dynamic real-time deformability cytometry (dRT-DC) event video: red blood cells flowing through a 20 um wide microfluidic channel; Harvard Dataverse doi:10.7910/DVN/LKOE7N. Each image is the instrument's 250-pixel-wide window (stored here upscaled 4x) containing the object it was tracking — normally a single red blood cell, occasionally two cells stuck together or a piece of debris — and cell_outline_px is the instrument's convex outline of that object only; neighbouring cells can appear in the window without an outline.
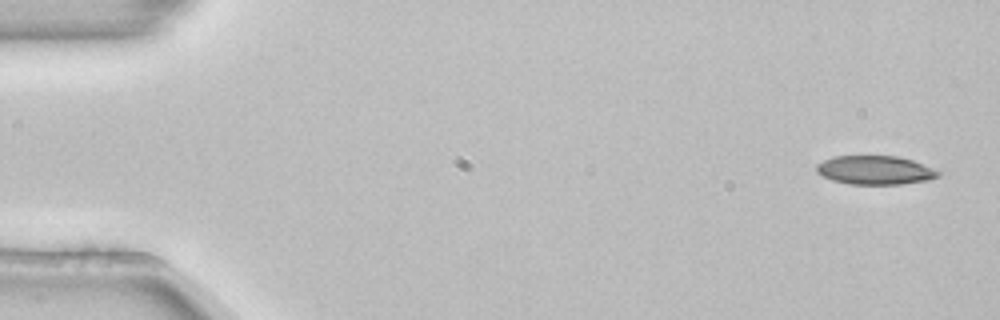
{"species": "common noctule bat (a hibernating species)", "species_latin": "Nyctalus noctula", "temperature_condition": "room temperature", "stored_images_in_passage": 4, "camera_frame_rate_fps": 3000, "um_per_image_px": 0.085, "animal": {"sex": "female", "body_mass_g": 22.7, "forearm_length_mm": 54.2}, "frame": {"image": 1, "passage_image": 1, "time_ms": 0.0, "image_size_px": [1000, 320], "cell_outline_px": [[944, 172], [940, 176], [928, 180], [900, 184], [848, 184], [832, 180], [816, 172], [816, 164], [832, 156], [896, 156], [912, 160]], "centroid_in_image_um": [74.4, 14.46], "position_along_channel_um": 10.6, "area_um2": 20.52}}
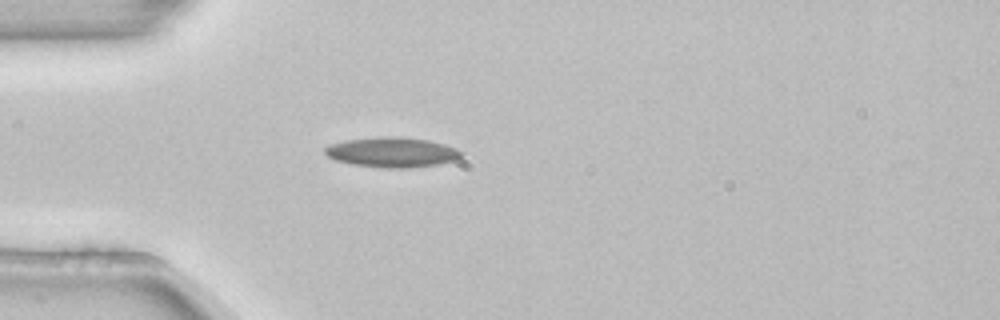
{"frame": {"image": 2, "passage_image": 4, "time_ms": 1.0, "image_size_px": [1000, 320], "cell_outline_px": [[464, 156], [456, 160], [436, 164], [408, 168], [388, 168], [352, 164], [336, 160], [328, 156], [324, 152], [324, 148], [328, 144], [344, 140], [384, 136], [400, 136], [428, 140], [444, 144], [456, 148], [464, 152]], "centroid_in_image_um": [33.34, 12.93], "position_along_channel_um": 51.7, "area_um2": 23.99}}